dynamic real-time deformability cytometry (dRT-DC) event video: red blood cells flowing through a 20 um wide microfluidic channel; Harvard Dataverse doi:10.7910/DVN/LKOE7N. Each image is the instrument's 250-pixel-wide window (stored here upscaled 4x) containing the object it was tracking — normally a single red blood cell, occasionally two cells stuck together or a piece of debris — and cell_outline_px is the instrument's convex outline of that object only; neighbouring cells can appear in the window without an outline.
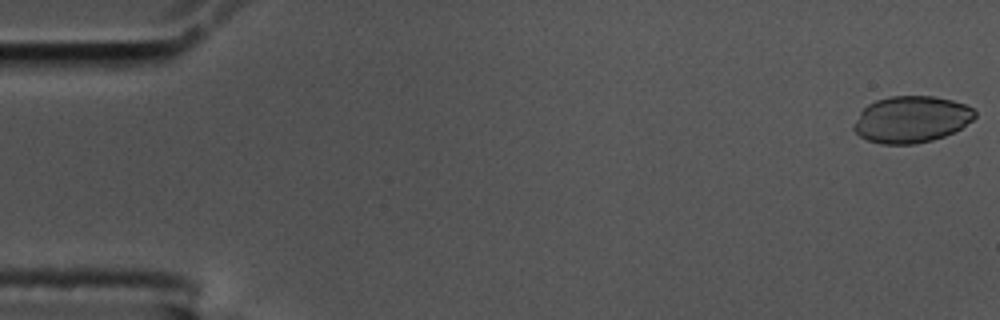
{"species": "common noctule bat (a hibernating species)", "species_latin": "Nyctalus noctula", "temperature_condition": "cold", "stored_images_in_passage": 57, "camera_frame_rate_fps": 3000, "um_per_image_px": 0.085, "animal": {"sex": "male", "body_mass_g": 17.5, "forearm_length_mm": 52.3}, "frame": {"image": 1, "passage_image": 1, "time_ms": 0.0, "image_size_px": [1000, 320], "cell_outline_px": [[976, 116], [972, 120], [956, 132], [932, 140], [916, 144], [880, 144], [868, 140], [860, 136], [852, 128], [852, 124], [860, 112], [868, 104], [876, 100], [892, 96], [932, 96], [952, 100], [964, 104], [972, 108], [976, 112]], "centroid_in_image_um": [77.46, 10.15], "position_along_channel_um": 7.5, "area_um2": 33.0}}